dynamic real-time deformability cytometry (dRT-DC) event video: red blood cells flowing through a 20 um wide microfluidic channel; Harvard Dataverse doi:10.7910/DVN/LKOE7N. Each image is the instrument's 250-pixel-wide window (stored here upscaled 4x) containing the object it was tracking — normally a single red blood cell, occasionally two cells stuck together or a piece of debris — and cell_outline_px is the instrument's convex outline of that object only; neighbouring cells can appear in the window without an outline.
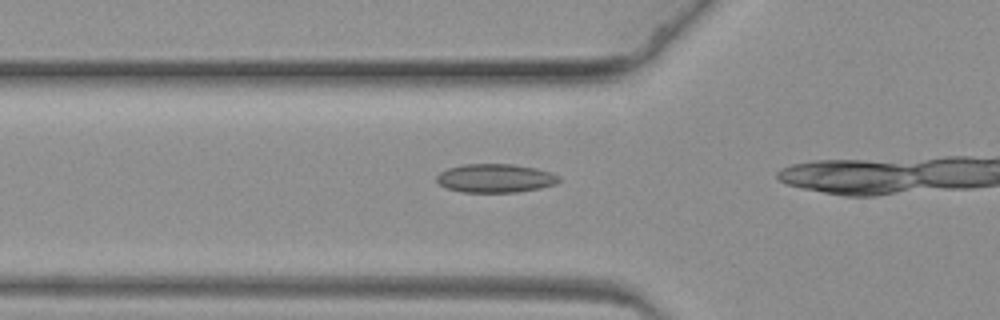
{"species": "common noctule bat (a hibernating species)", "species_latin": "Nyctalus noctula", "temperature_condition": "warm", "stored_images_in_passage": 14, "camera_frame_rate_fps": 3000, "um_per_image_px": 0.085, "animal": {"sex": "female", "body_mass_g": 19.3, "forearm_length_mm": 54.1}, "frame": {"image": 1, "passage_image": 12, "time_ms": 3.667, "image_size_px": [1000, 320], "cell_outline_px": [[560, 180], [556, 184], [540, 188], [516, 192], [464, 192], [448, 188], [440, 184], [436, 180], [436, 176], [440, 172], [448, 168], [464, 164], [512, 164], [536, 168], [552, 172], [560, 176]], "centroid_in_image_um": [42.13, 15.14], "position_along_channel_um": 83.7, "area_um2": 20.4}}